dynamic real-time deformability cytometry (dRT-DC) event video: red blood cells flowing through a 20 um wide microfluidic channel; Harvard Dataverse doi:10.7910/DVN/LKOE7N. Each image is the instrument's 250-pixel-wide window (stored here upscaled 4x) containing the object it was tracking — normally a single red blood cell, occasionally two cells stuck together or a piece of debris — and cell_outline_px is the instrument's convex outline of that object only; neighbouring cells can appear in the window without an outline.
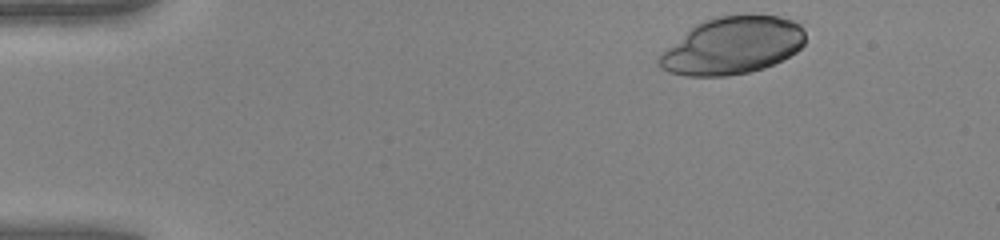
{"species": "human", "species_latin": "Homo sapiens", "temperature_condition": "warm", "stored_images_in_passage": 37, "camera_frame_rate_fps": 3000, "um_per_image_px": 0.085, "donor": {"sex": "female"}, "frame": {"image": 1, "passage_image": 1, "time_ms": 0.0, "image_size_px": [1000, 240], "cell_outline_px": [[804, 44], [796, 52], [764, 68], [748, 72], [728, 76], [688, 76], [668, 72], [660, 68], [656, 64], [656, 60], [668, 48], [696, 24], [704, 20], [720, 16], [780, 16], [792, 20], [800, 24], [804, 32]], "centroid_in_image_um": [62.26, 3.9], "position_along_channel_um": 22.7, "area_um2": 48.15}}
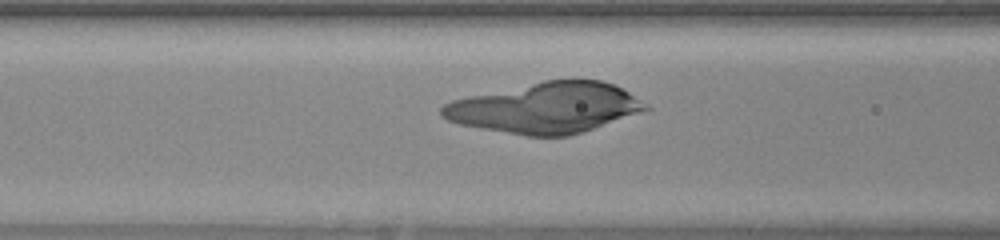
{"frame": {"image": 2, "passage_image": 15, "time_ms": 4.667, "image_size_px": [1000, 240], "cell_outline_px": [[652, 108], [568, 136], [528, 136], [480, 128], [460, 124], [448, 120], [440, 116], [440, 108], [444, 104], [452, 100], [468, 96], [544, 80], [600, 80], [612, 84], [628, 92], [648, 104]], "centroid_in_image_um": [46.34, 9.16], "position_along_channel_um": 120.3, "area_um2": 59.25}}
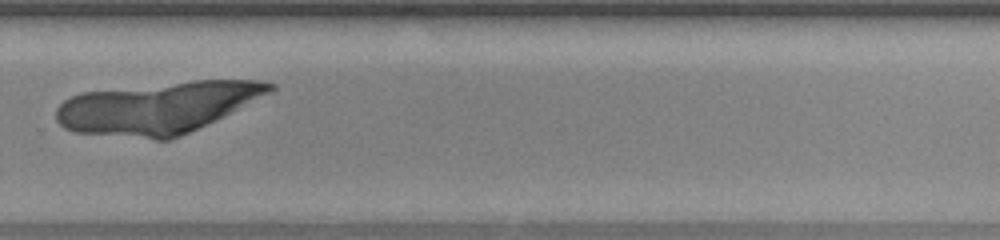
{"frame": {"image": 3, "passage_image": 29, "time_ms": 9.333, "image_size_px": [1000, 240], "cell_outline_px": [[276, 88], [272, 92], [172, 140], [156, 140], [72, 132], [64, 128], [56, 120], [56, 108], [64, 100], [80, 92], [196, 80], [260, 80], [276, 84]], "centroid_in_image_um": [13.36, 9.15], "position_along_channel_um": 316.4, "area_um2": 64.16}}